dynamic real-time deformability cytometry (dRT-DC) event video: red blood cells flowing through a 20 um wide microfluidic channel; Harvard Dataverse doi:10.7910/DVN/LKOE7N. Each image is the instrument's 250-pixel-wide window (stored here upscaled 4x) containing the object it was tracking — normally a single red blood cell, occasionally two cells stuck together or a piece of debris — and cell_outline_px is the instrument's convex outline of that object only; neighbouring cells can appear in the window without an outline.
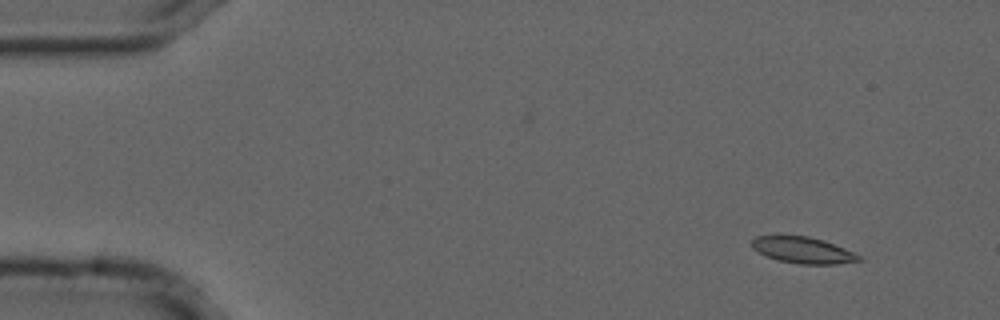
{"species": "common noctule bat (a hibernating species)", "species_latin": "Nyctalus noctula", "temperature_condition": "cold", "stored_images_in_passage": 52, "camera_frame_rate_fps": 3000, "um_per_image_px": 0.085, "animal": {"sex": "male", "forearm_length_mm": 52.5}, "frame": {"image": 1, "passage_image": 1, "time_ms": 0.0, "image_size_px": [1000, 320], "cell_outline_px": [[864, 260], [836, 264], [800, 264], [780, 260], [764, 256], [752, 248], [752, 240], [756, 236], [808, 236], [824, 240], [844, 248], [860, 256]], "centroid_in_image_um": [68.25, 21.27], "position_along_channel_um": 16.8, "area_um2": 16.3}}
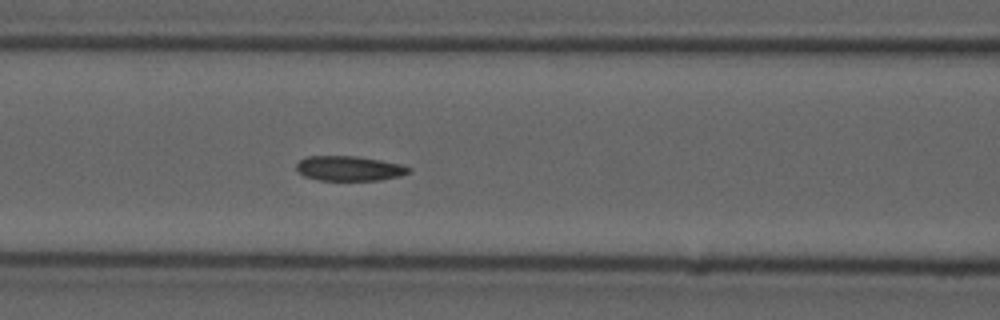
{"frame": {"image": 2, "passage_image": 19, "time_ms": 6.0, "image_size_px": [1000, 320], "cell_outline_px": [[412, 172], [400, 176], [380, 180], [320, 180], [304, 176], [296, 168], [296, 164], [300, 160], [308, 156], [356, 156], [380, 160], [400, 164], [412, 168]], "centroid_in_image_um": [29.72, 14.31], "position_along_channel_um": 136.9, "area_um2": 16.24}}
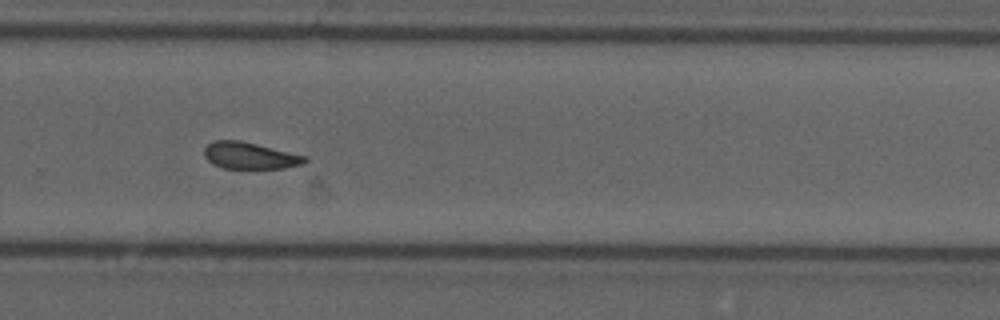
{"frame": {"image": 3, "passage_image": 33, "time_ms": 10.667, "image_size_px": [1000, 320], "cell_outline_px": [[308, 160], [304, 164], [284, 168], [224, 168], [212, 164], [204, 156], [204, 148], [212, 140], [240, 140], [308, 156]], "centroid_in_image_um": [21.25, 13.22], "position_along_channel_um": 308.6, "area_um2": 15.78}, "authors_computed_cell_mechanics": {"area_um2": 16.7331, "velocity_mm_per_s": 3.6947, "shape_relaxation_time_tau1_ms": null, "shape_relaxation_time_tau2_ms": 4.0185, "deformation_change_tau1": null, "deformation_change_tau2": 0.0963}}